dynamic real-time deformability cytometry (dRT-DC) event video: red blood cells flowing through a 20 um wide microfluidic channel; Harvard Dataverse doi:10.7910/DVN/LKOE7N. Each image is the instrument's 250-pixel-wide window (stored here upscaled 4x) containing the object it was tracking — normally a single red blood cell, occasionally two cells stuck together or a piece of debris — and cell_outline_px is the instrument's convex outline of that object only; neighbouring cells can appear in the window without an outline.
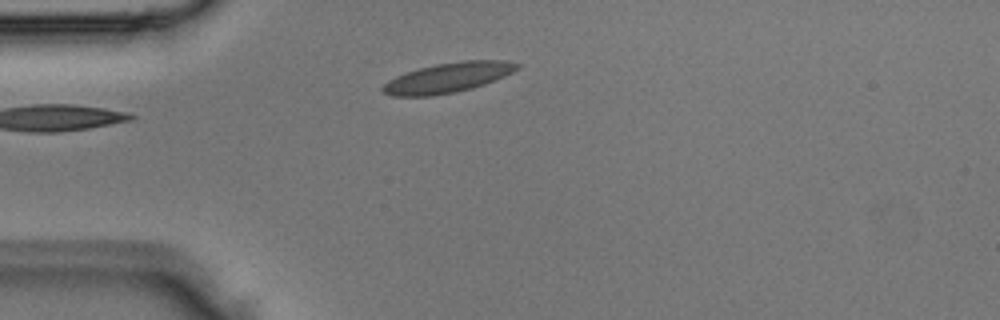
{"species": "Egyptian fruit bat (a non-hibernating species)", "species_latin": "Rousettus aegyptiacus", "temperature_condition": "room temperature", "stored_images_in_passage": 2, "camera_frame_rate_fps": 3000, "um_per_image_px": 0.085, "animal": {"sex": "male"}, "frame": {"image": 1, "passage_image": 2, "time_ms": 0.333, "image_size_px": [1000, 320], "cell_outline_px": [[520, 68], [496, 80], [472, 88], [456, 92], [432, 96], [392, 96], [384, 92], [380, 88], [388, 80], [404, 72], [436, 64], [460, 60], [504, 60], [520, 64]], "centroid_in_image_um": [38.07, 6.6], "position_along_channel_um": 46.9, "area_um2": 23.52}}